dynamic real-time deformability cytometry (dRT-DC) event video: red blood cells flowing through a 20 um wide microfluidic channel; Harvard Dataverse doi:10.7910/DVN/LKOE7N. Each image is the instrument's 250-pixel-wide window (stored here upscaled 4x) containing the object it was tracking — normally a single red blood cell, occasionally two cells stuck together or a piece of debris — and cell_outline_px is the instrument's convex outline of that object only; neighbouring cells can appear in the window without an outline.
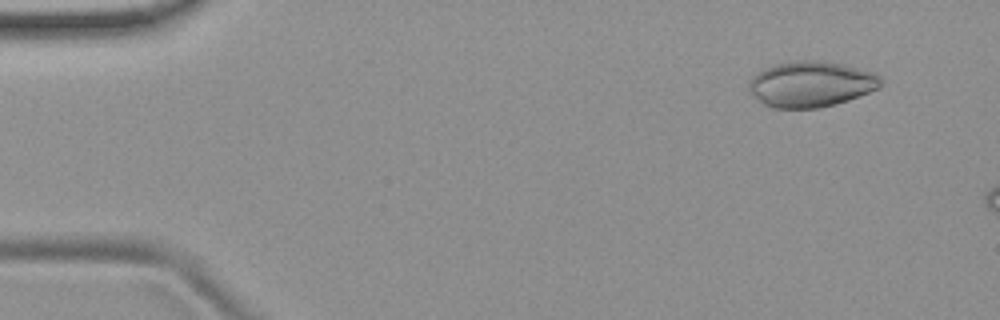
{"species": "common noctule bat (a hibernating species)", "species_latin": "Nyctalus noctula", "temperature_condition": "room temperature", "stored_images_in_passage": 11, "camera_frame_rate_fps": 3000, "um_per_image_px": 0.085, "animal": {"sex": "female", "body_mass_g": 19.9}, "frame": {"image": 1, "passage_image": 5, "time_ms": 1.333, "image_size_px": [1000, 320], "cell_outline_px": [[884, 84], [880, 88], [860, 96], [836, 104], [816, 108], [776, 108], [764, 104], [752, 96], [748, 88], [748, 80], [756, 72], [764, 68], [788, 60], [820, 60], [844, 64], [872, 72], [880, 76]], "centroid_in_image_um": [68.92, 7.14], "position_along_channel_um": 16.1, "area_um2": 35.66}}